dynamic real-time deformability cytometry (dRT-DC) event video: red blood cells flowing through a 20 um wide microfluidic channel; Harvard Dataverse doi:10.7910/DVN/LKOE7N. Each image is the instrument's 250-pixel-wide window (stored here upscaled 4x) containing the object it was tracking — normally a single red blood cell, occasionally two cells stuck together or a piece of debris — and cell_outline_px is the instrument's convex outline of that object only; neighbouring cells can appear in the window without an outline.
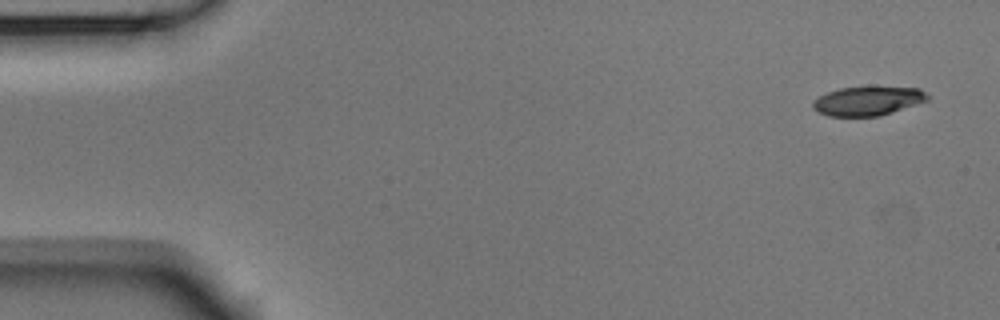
{"species": "Egyptian fruit bat (a non-hibernating species)", "species_latin": "Rousettus aegyptiacus", "temperature_condition": "room temperature", "stored_images_in_passage": 4, "camera_frame_rate_fps": 3000, "um_per_image_px": 0.085, "animal": {"sex": "male"}, "frame": {"image": 1, "passage_image": 1, "time_ms": 0.0, "image_size_px": [1000, 320], "cell_outline_px": [[928, 100], [880, 116], [828, 116], [812, 108], [812, 104], [820, 96], [828, 92], [840, 88], [920, 88], [928, 96]], "centroid_in_image_um": [73.75, 8.6], "position_along_channel_um": 11.3, "area_um2": 18.79}}
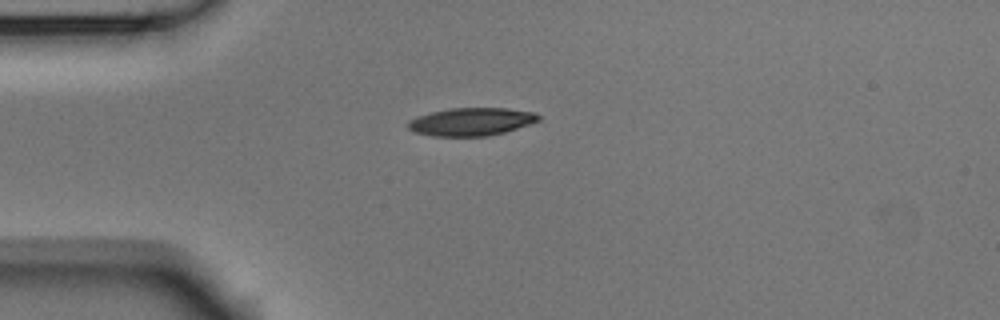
{"frame": {"image": 2, "passage_image": 4, "time_ms": 1.0, "image_size_px": [1000, 320], "cell_outline_px": [[540, 120], [504, 132], [488, 136], [432, 136], [416, 132], [408, 128], [408, 120], [416, 116], [448, 108], [508, 108], [536, 112], [540, 116]], "centroid_in_image_um": [40.05, 10.33], "position_along_channel_um": 44.9, "area_um2": 21.21}}